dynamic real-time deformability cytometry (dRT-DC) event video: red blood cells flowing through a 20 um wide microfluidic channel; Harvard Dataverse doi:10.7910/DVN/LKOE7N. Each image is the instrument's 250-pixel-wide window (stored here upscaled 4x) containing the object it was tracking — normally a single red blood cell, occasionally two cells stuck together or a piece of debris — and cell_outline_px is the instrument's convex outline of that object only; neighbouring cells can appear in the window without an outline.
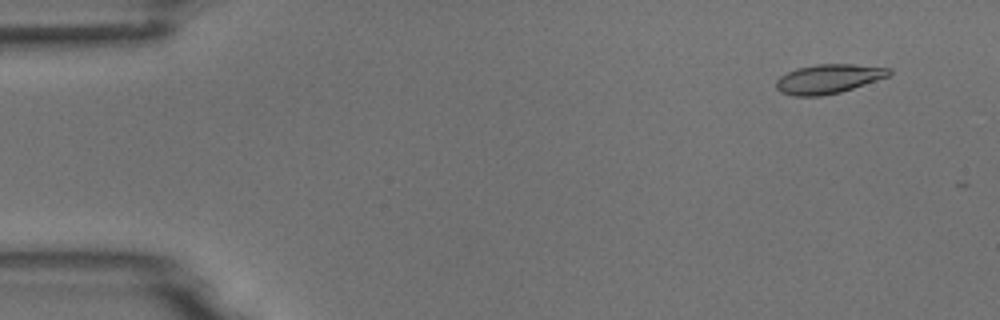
{"species": "common noctule bat (a hibernating species)", "species_latin": "Nyctalus noctula", "temperature_condition": "room temperature", "stored_images_in_passage": 3, "camera_frame_rate_fps": 3000, "um_per_image_px": 0.085, "animal": {"sex": "male", "body_mass_g": 18.8}, "frame": {"image": 1, "passage_image": 1, "time_ms": 0.0, "image_size_px": [1000, 320], "cell_outline_px": [[892, 72], [888, 76], [840, 92], [820, 96], [792, 96], [780, 92], [776, 88], [776, 80], [780, 76], [796, 68], [816, 64], [856, 64], [892, 68]], "centroid_in_image_um": [70.39, 6.69], "position_along_channel_um": 14.6, "area_um2": 19.25}}